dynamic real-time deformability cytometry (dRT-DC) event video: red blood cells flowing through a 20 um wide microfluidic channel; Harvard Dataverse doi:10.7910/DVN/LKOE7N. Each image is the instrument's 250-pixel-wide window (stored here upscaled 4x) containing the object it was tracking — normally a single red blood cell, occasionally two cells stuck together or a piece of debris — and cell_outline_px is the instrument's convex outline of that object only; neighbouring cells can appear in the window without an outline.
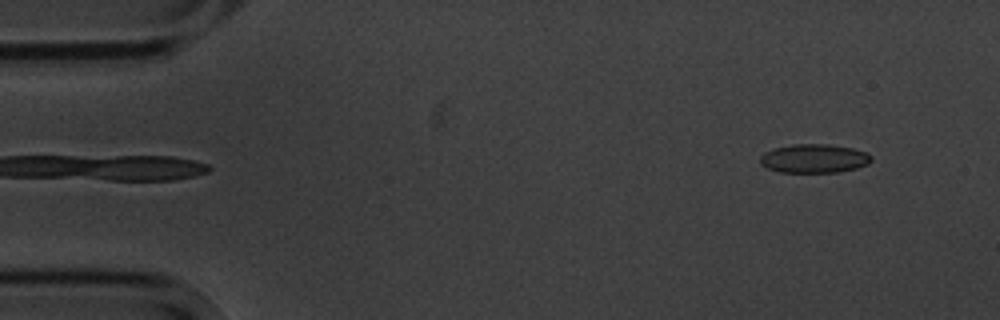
{"species": "common noctule bat (a hibernating species)", "species_latin": "Nyctalus noctula", "temperature_condition": "cold", "stored_images_in_passage": 6, "segment_of_instrument_passage": [2, 2], "camera_frame_rate_fps": 3000, "um_per_image_px": 0.085, "animal": {"sex": "male", "body_mass_g": 20.1, "forearm_length_mm": 53.5}, "frame": {"image": 1, "passage_image": 6, "time_ms": 5.667, "image_size_px": [1000, 320], "cell_outline_px": [[872, 160], [868, 164], [856, 168], [840, 172], [780, 172], [768, 168], [760, 164], [760, 156], [764, 152], [772, 148], [792, 144], [828, 144], [852, 148], [868, 152], [872, 156]], "centroid_in_image_um": [69.2, 13.46], "position_along_channel_um": 15.8, "area_um2": 18.84}}